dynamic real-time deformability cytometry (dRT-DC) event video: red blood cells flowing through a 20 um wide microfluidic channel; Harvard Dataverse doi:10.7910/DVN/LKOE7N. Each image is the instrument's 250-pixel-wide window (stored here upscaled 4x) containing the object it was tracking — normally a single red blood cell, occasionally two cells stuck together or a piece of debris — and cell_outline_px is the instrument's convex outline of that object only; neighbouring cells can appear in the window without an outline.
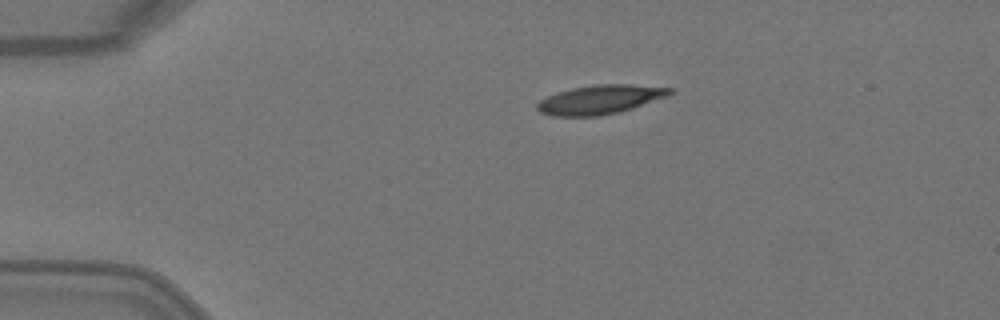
{"species": "Egyptian fruit bat (a non-hibernating species)", "species_latin": "Rousettus aegyptiacus", "temperature_condition": "warm", "stored_images_in_passage": 3, "camera_frame_rate_fps": 3000, "um_per_image_px": 0.085, "animal": {"sex": "female"}, "frame": {"image": 1, "passage_image": 1, "time_ms": 0.0, "image_size_px": [1000, 320], "cell_outline_px": [[676, 92], [668, 96], [620, 112], [600, 116], [552, 116], [540, 112], [536, 108], [536, 104], [540, 100], [556, 92], [572, 88], [592, 84], [628, 84], [676, 88]], "centroid_in_image_um": [51.04, 8.45], "position_along_channel_um": 34.0, "area_um2": 22.72}}
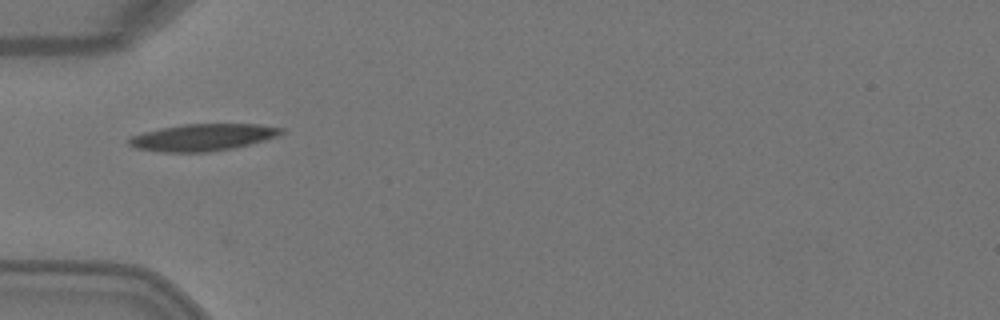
{"frame": {"image": 2, "passage_image": 3, "time_ms": 0.667, "image_size_px": [1000, 320], "cell_outline_px": [[284, 132], [276, 136], [264, 140], [232, 148], [208, 152], [164, 152], [136, 148], [128, 144], [128, 140], [132, 136], [144, 132], [160, 128], [184, 124], [260, 124], [284, 128]], "centroid_in_image_um": [17.24, 11.67], "position_along_channel_um": 67.8, "area_um2": 23.7}}